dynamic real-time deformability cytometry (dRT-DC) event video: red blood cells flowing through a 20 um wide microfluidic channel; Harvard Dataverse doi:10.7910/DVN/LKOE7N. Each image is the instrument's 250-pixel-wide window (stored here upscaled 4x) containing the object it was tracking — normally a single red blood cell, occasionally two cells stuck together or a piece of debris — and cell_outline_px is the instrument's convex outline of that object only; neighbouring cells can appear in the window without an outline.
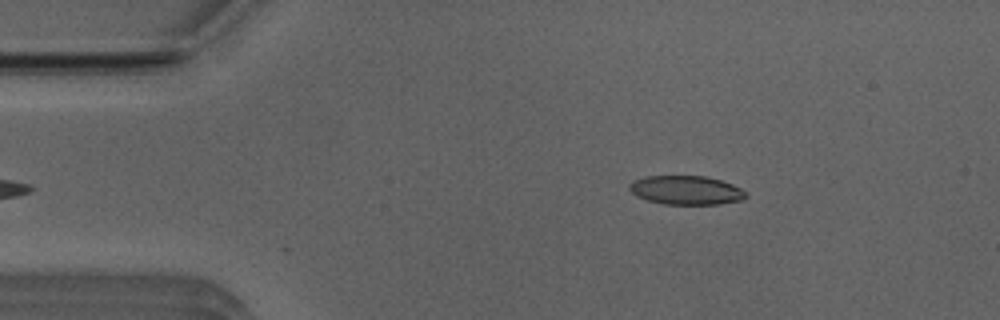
{"species": "Egyptian fruit bat (a non-hibernating species)", "species_latin": "Rousettus aegyptiacus", "temperature_condition": "room temperature", "stored_images_in_passage": 21, "camera_frame_rate_fps": 3000, "um_per_image_px": 0.085, "animal": {"sex": "male"}, "frame": {"image": 1, "passage_image": 3, "time_ms": 0.667, "image_size_px": [1000, 320], "cell_outline_px": [[748, 196], [740, 200], [716, 204], [664, 204], [648, 200], [636, 196], [628, 188], [628, 184], [632, 180], [644, 176], [704, 176], [720, 180], [732, 184], [740, 188]], "centroid_in_image_um": [58.26, 16.15], "position_along_channel_um": 26.7, "area_um2": 19.54}}
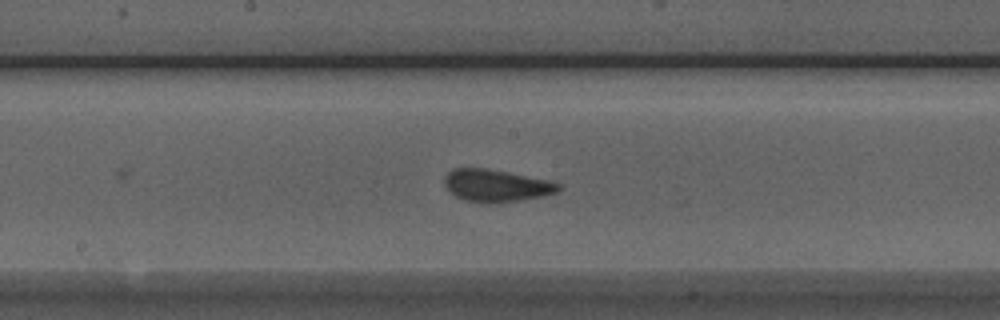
{"frame": {"image": 2, "passage_image": 12, "time_ms": 3.667, "image_size_px": [1000, 320], "cell_outline_px": [[560, 188], [556, 192], [544, 196], [496, 204], [480, 204], [464, 200], [456, 196], [444, 184], [444, 176], [452, 168], [484, 168], [508, 172], [544, 180], [560, 184]], "centroid_in_image_um": [42.12, 15.8], "position_along_channel_um": 206.1, "area_um2": 21.44}}
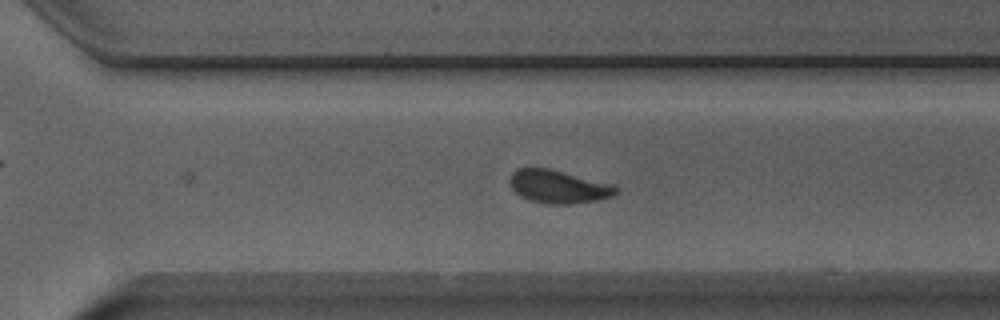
{"frame": {"image": 3, "passage_image": 21, "time_ms": 6.667, "image_size_px": [1000, 320], "cell_outline_px": [[620, 192], [612, 196], [596, 200], [568, 204], [548, 204], [528, 200], [520, 196], [512, 188], [508, 180], [512, 172], [520, 168], [548, 168], [612, 184], [620, 188]], "centroid_in_image_um": [47.46, 15.87], "position_along_channel_um": 323.1, "area_um2": 20.46}}